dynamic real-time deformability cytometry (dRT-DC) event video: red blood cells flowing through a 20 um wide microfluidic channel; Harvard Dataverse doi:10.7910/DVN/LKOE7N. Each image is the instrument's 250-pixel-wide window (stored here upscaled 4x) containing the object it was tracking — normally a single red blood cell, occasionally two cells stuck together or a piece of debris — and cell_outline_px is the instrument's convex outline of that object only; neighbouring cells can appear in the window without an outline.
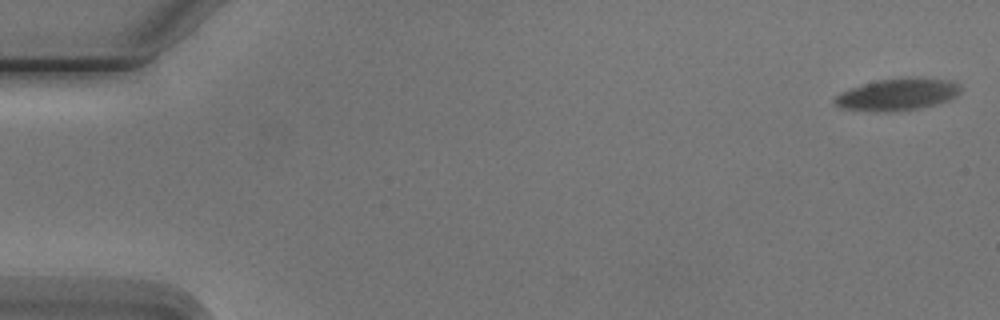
{"species": "Egyptian fruit bat (a non-hibernating species)", "species_latin": "Rousettus aegyptiacus", "temperature_condition": "cold", "stored_images_in_passage": 4, "camera_frame_rate_fps": 3000, "um_per_image_px": 0.085, "animal": {"sex": "male"}, "frame": {"image": 1, "passage_image": 1, "time_ms": 0.0, "image_size_px": [1000, 320], "cell_outline_px": [[960, 92], [956, 96], [948, 100], [936, 104], [920, 108], [884, 112], [876, 112], [840, 108], [832, 104], [832, 100], [840, 92], [876, 80], [948, 80], [956, 84], [960, 88]], "centroid_in_image_um": [76.17, 8.09], "position_along_channel_um": 8.8, "area_um2": 22.54}}